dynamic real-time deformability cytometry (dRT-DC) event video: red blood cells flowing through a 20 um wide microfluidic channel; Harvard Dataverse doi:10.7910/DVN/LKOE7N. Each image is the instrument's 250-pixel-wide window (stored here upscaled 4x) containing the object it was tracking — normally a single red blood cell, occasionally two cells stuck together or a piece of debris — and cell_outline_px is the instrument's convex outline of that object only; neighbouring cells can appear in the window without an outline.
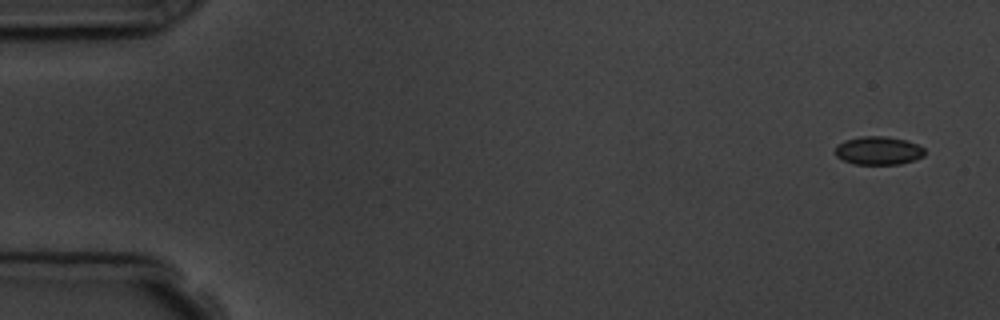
{"species": "common noctule bat (a hibernating species)", "species_latin": "Nyctalus noctula", "temperature_condition": "room temperature", "stored_images_in_passage": 4, "camera_frame_rate_fps": 3000, "um_per_image_px": 0.085, "animal": {"sex": "male", "body_mass_g": 19.5, "forearm_length_mm": 54.6}, "frame": {"image": 1, "passage_image": 1, "time_ms": 0.0, "image_size_px": [1000, 320], "cell_outline_px": [[924, 156], [916, 160], [900, 164], [856, 164], [844, 160], [836, 156], [836, 144], [844, 140], [860, 136], [884, 136], [904, 140], [916, 144], [924, 148]], "centroid_in_image_um": [74.66, 12.8], "position_along_channel_um": 10.3, "area_um2": 14.74}}
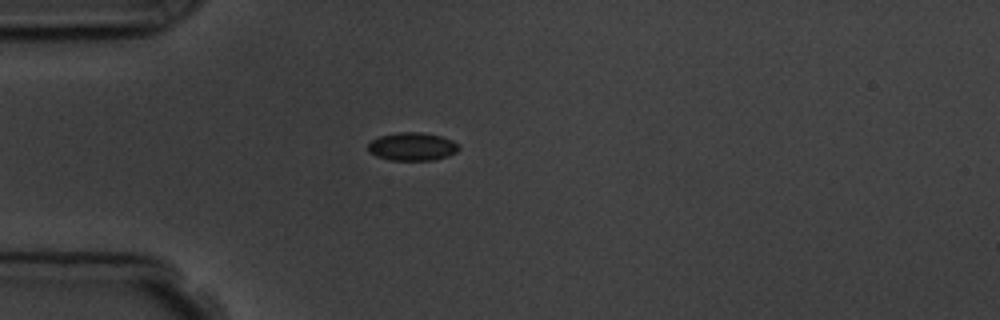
{"frame": {"image": 2, "passage_image": 4, "time_ms": 4.333, "image_size_px": [1000, 320], "cell_outline_px": [[460, 148], [456, 152], [448, 156], [432, 160], [392, 160], [376, 156], [368, 152], [368, 144], [372, 140], [380, 136], [396, 132], [420, 132], [440, 136], [452, 140], [460, 144]], "centroid_in_image_um": [35.05, 12.45], "position_along_channel_um": 50.0, "area_um2": 14.91}}